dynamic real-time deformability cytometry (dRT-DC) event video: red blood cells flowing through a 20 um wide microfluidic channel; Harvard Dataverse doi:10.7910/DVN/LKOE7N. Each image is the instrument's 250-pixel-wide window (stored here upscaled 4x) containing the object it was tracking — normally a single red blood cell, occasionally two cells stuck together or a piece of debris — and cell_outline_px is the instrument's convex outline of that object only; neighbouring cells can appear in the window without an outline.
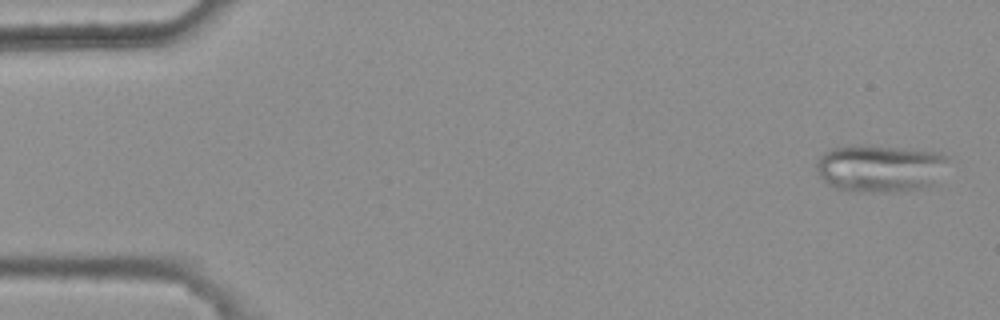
{"species": "common noctule bat (a hibernating species)", "species_latin": "Nyctalus noctula", "temperature_condition": "warm", "stored_images_in_passage": 4, "camera_frame_rate_fps": 3000, "um_per_image_px": 0.085, "animal": {"sex": "female", "body_mass_g": 25.1}, "frame": {"image": 1, "passage_image": 1, "time_ms": 0.0, "image_size_px": [1000, 320], "cell_outline_px": [[948, 156], [932, 184], [924, 188], [896, 192], [848, 192], [836, 188], [828, 184], [820, 176], [816, 168], [816, 160], [824, 152], [832, 148], [868, 144], [940, 152]], "centroid_in_image_um": [74.73, 14.3], "position_along_channel_um": 10.3, "area_um2": 36.47}}